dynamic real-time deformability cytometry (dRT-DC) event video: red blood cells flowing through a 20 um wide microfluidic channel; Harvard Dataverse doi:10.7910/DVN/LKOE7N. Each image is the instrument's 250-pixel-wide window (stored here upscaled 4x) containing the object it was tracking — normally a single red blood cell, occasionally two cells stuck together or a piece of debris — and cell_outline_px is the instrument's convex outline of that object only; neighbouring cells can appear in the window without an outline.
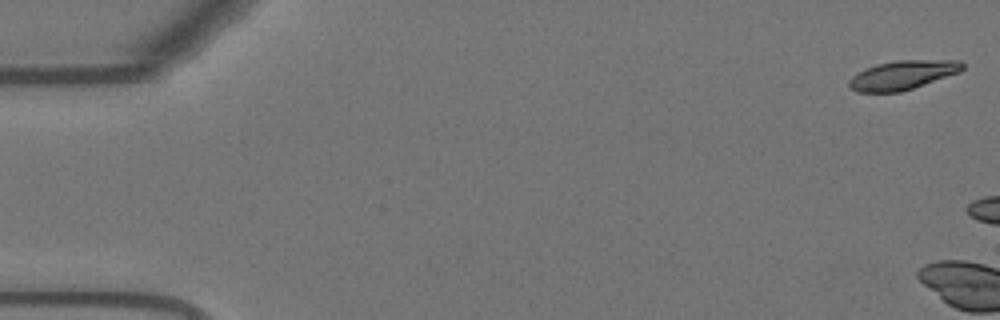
{"species": "Egyptian fruit bat (a non-hibernating species)", "species_latin": "Rousettus aegyptiacus", "temperature_condition": "warm", "stored_images_in_passage": 4, "camera_frame_rate_fps": 3000, "um_per_image_px": 0.085, "animal": {"sex": "female"}, "frame": {"image": 1, "passage_image": 1, "time_ms": 0.0, "image_size_px": [1000, 320], "cell_outline_px": [[964, 68], [960, 72], [900, 92], [856, 92], [848, 88], [848, 80], [852, 76], [876, 64], [896, 60], [960, 60], [964, 64]], "centroid_in_image_um": [76.71, 6.38], "position_along_channel_um": 8.3, "area_um2": 19.13}}